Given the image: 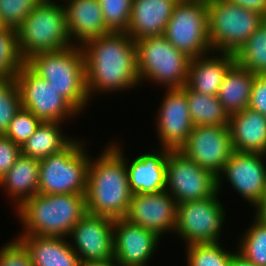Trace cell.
I'll list each match as a JSON object with an SVG mask.
<instances>
[{
	"mask_svg": "<svg viewBox=\"0 0 266 266\" xmlns=\"http://www.w3.org/2000/svg\"><path fill=\"white\" fill-rule=\"evenodd\" d=\"M164 35L191 59L213 52L208 37L207 0H179Z\"/></svg>",
	"mask_w": 266,
	"mask_h": 266,
	"instance_id": "cell-9",
	"label": "cell"
},
{
	"mask_svg": "<svg viewBox=\"0 0 266 266\" xmlns=\"http://www.w3.org/2000/svg\"><path fill=\"white\" fill-rule=\"evenodd\" d=\"M231 266H256L250 262L247 258L241 255L237 250L234 252L232 257Z\"/></svg>",
	"mask_w": 266,
	"mask_h": 266,
	"instance_id": "cell-42",
	"label": "cell"
},
{
	"mask_svg": "<svg viewBox=\"0 0 266 266\" xmlns=\"http://www.w3.org/2000/svg\"><path fill=\"white\" fill-rule=\"evenodd\" d=\"M180 151L218 176L234 151L229 126H193L187 143Z\"/></svg>",
	"mask_w": 266,
	"mask_h": 266,
	"instance_id": "cell-14",
	"label": "cell"
},
{
	"mask_svg": "<svg viewBox=\"0 0 266 266\" xmlns=\"http://www.w3.org/2000/svg\"><path fill=\"white\" fill-rule=\"evenodd\" d=\"M24 64L18 52L16 29H0V79L15 77Z\"/></svg>",
	"mask_w": 266,
	"mask_h": 266,
	"instance_id": "cell-32",
	"label": "cell"
},
{
	"mask_svg": "<svg viewBox=\"0 0 266 266\" xmlns=\"http://www.w3.org/2000/svg\"><path fill=\"white\" fill-rule=\"evenodd\" d=\"M230 3L254 11L266 19V0H227Z\"/></svg>",
	"mask_w": 266,
	"mask_h": 266,
	"instance_id": "cell-40",
	"label": "cell"
},
{
	"mask_svg": "<svg viewBox=\"0 0 266 266\" xmlns=\"http://www.w3.org/2000/svg\"><path fill=\"white\" fill-rule=\"evenodd\" d=\"M156 126L162 148L180 150L188 140L193 128L186 93L181 88L166 89Z\"/></svg>",
	"mask_w": 266,
	"mask_h": 266,
	"instance_id": "cell-16",
	"label": "cell"
},
{
	"mask_svg": "<svg viewBox=\"0 0 266 266\" xmlns=\"http://www.w3.org/2000/svg\"><path fill=\"white\" fill-rule=\"evenodd\" d=\"M79 266H119L114 258L102 261H81Z\"/></svg>",
	"mask_w": 266,
	"mask_h": 266,
	"instance_id": "cell-41",
	"label": "cell"
},
{
	"mask_svg": "<svg viewBox=\"0 0 266 266\" xmlns=\"http://www.w3.org/2000/svg\"><path fill=\"white\" fill-rule=\"evenodd\" d=\"M61 1L65 4V18L70 38L75 40L74 45L82 46L90 39L110 33L104 22L99 0Z\"/></svg>",
	"mask_w": 266,
	"mask_h": 266,
	"instance_id": "cell-20",
	"label": "cell"
},
{
	"mask_svg": "<svg viewBox=\"0 0 266 266\" xmlns=\"http://www.w3.org/2000/svg\"><path fill=\"white\" fill-rule=\"evenodd\" d=\"M21 155V146L0 135V179L9 171Z\"/></svg>",
	"mask_w": 266,
	"mask_h": 266,
	"instance_id": "cell-38",
	"label": "cell"
},
{
	"mask_svg": "<svg viewBox=\"0 0 266 266\" xmlns=\"http://www.w3.org/2000/svg\"><path fill=\"white\" fill-rule=\"evenodd\" d=\"M114 219L107 216H85L69 234L70 246L81 261H102L114 258ZM74 242V243H72Z\"/></svg>",
	"mask_w": 266,
	"mask_h": 266,
	"instance_id": "cell-15",
	"label": "cell"
},
{
	"mask_svg": "<svg viewBox=\"0 0 266 266\" xmlns=\"http://www.w3.org/2000/svg\"><path fill=\"white\" fill-rule=\"evenodd\" d=\"M113 233L114 259L119 266H147L161 238L125 218L114 219Z\"/></svg>",
	"mask_w": 266,
	"mask_h": 266,
	"instance_id": "cell-18",
	"label": "cell"
},
{
	"mask_svg": "<svg viewBox=\"0 0 266 266\" xmlns=\"http://www.w3.org/2000/svg\"><path fill=\"white\" fill-rule=\"evenodd\" d=\"M29 252L33 266H79L80 257L64 237L18 235Z\"/></svg>",
	"mask_w": 266,
	"mask_h": 266,
	"instance_id": "cell-24",
	"label": "cell"
},
{
	"mask_svg": "<svg viewBox=\"0 0 266 266\" xmlns=\"http://www.w3.org/2000/svg\"><path fill=\"white\" fill-rule=\"evenodd\" d=\"M22 107L15 77L0 79V135H4L15 114Z\"/></svg>",
	"mask_w": 266,
	"mask_h": 266,
	"instance_id": "cell-33",
	"label": "cell"
},
{
	"mask_svg": "<svg viewBox=\"0 0 266 266\" xmlns=\"http://www.w3.org/2000/svg\"><path fill=\"white\" fill-rule=\"evenodd\" d=\"M255 74L235 63L226 74L218 92V100L231 116L249 107Z\"/></svg>",
	"mask_w": 266,
	"mask_h": 266,
	"instance_id": "cell-26",
	"label": "cell"
},
{
	"mask_svg": "<svg viewBox=\"0 0 266 266\" xmlns=\"http://www.w3.org/2000/svg\"><path fill=\"white\" fill-rule=\"evenodd\" d=\"M177 202L166 191L150 194H133L125 219L148 229L159 237L174 232Z\"/></svg>",
	"mask_w": 266,
	"mask_h": 266,
	"instance_id": "cell-17",
	"label": "cell"
},
{
	"mask_svg": "<svg viewBox=\"0 0 266 266\" xmlns=\"http://www.w3.org/2000/svg\"><path fill=\"white\" fill-rule=\"evenodd\" d=\"M259 212L261 214H263L266 217V202L265 204L261 207V209L259 210Z\"/></svg>",
	"mask_w": 266,
	"mask_h": 266,
	"instance_id": "cell-43",
	"label": "cell"
},
{
	"mask_svg": "<svg viewBox=\"0 0 266 266\" xmlns=\"http://www.w3.org/2000/svg\"><path fill=\"white\" fill-rule=\"evenodd\" d=\"M18 52L25 63L38 53L71 47L65 10L58 0H43L16 29Z\"/></svg>",
	"mask_w": 266,
	"mask_h": 266,
	"instance_id": "cell-5",
	"label": "cell"
},
{
	"mask_svg": "<svg viewBox=\"0 0 266 266\" xmlns=\"http://www.w3.org/2000/svg\"><path fill=\"white\" fill-rule=\"evenodd\" d=\"M188 266H231L234 252L221 247L219 242L187 245Z\"/></svg>",
	"mask_w": 266,
	"mask_h": 266,
	"instance_id": "cell-31",
	"label": "cell"
},
{
	"mask_svg": "<svg viewBox=\"0 0 266 266\" xmlns=\"http://www.w3.org/2000/svg\"><path fill=\"white\" fill-rule=\"evenodd\" d=\"M165 190L177 204L206 199L217 192V176L197 165L180 150H170Z\"/></svg>",
	"mask_w": 266,
	"mask_h": 266,
	"instance_id": "cell-12",
	"label": "cell"
},
{
	"mask_svg": "<svg viewBox=\"0 0 266 266\" xmlns=\"http://www.w3.org/2000/svg\"><path fill=\"white\" fill-rule=\"evenodd\" d=\"M135 44L140 84L145 79L166 89L186 85L191 58L176 49L164 34L142 38Z\"/></svg>",
	"mask_w": 266,
	"mask_h": 266,
	"instance_id": "cell-6",
	"label": "cell"
},
{
	"mask_svg": "<svg viewBox=\"0 0 266 266\" xmlns=\"http://www.w3.org/2000/svg\"><path fill=\"white\" fill-rule=\"evenodd\" d=\"M0 266H33L29 252L17 237L0 247Z\"/></svg>",
	"mask_w": 266,
	"mask_h": 266,
	"instance_id": "cell-37",
	"label": "cell"
},
{
	"mask_svg": "<svg viewBox=\"0 0 266 266\" xmlns=\"http://www.w3.org/2000/svg\"><path fill=\"white\" fill-rule=\"evenodd\" d=\"M20 90L22 107L42 122L64 123L79 112L45 80L25 63L15 75ZM73 116V117H72ZM65 120V121H64Z\"/></svg>",
	"mask_w": 266,
	"mask_h": 266,
	"instance_id": "cell-11",
	"label": "cell"
},
{
	"mask_svg": "<svg viewBox=\"0 0 266 266\" xmlns=\"http://www.w3.org/2000/svg\"><path fill=\"white\" fill-rule=\"evenodd\" d=\"M25 64L45 79L79 113L85 110L90 98L86 87L85 59L81 46L38 53Z\"/></svg>",
	"mask_w": 266,
	"mask_h": 266,
	"instance_id": "cell-4",
	"label": "cell"
},
{
	"mask_svg": "<svg viewBox=\"0 0 266 266\" xmlns=\"http://www.w3.org/2000/svg\"><path fill=\"white\" fill-rule=\"evenodd\" d=\"M83 143L73 139L60 152L40 160L38 193L86 194L91 158Z\"/></svg>",
	"mask_w": 266,
	"mask_h": 266,
	"instance_id": "cell-7",
	"label": "cell"
},
{
	"mask_svg": "<svg viewBox=\"0 0 266 266\" xmlns=\"http://www.w3.org/2000/svg\"><path fill=\"white\" fill-rule=\"evenodd\" d=\"M218 194L217 191L206 199L177 204L174 233L187 245L220 242L226 214Z\"/></svg>",
	"mask_w": 266,
	"mask_h": 266,
	"instance_id": "cell-10",
	"label": "cell"
},
{
	"mask_svg": "<svg viewBox=\"0 0 266 266\" xmlns=\"http://www.w3.org/2000/svg\"><path fill=\"white\" fill-rule=\"evenodd\" d=\"M207 5L208 37L213 52L235 55L265 19L227 0H207Z\"/></svg>",
	"mask_w": 266,
	"mask_h": 266,
	"instance_id": "cell-8",
	"label": "cell"
},
{
	"mask_svg": "<svg viewBox=\"0 0 266 266\" xmlns=\"http://www.w3.org/2000/svg\"><path fill=\"white\" fill-rule=\"evenodd\" d=\"M41 122L29 110L21 107L10 122L4 136L22 146L35 133Z\"/></svg>",
	"mask_w": 266,
	"mask_h": 266,
	"instance_id": "cell-36",
	"label": "cell"
},
{
	"mask_svg": "<svg viewBox=\"0 0 266 266\" xmlns=\"http://www.w3.org/2000/svg\"><path fill=\"white\" fill-rule=\"evenodd\" d=\"M81 48L89 98L96 92L117 93L140 84L136 44L126 32H110L90 39Z\"/></svg>",
	"mask_w": 266,
	"mask_h": 266,
	"instance_id": "cell-1",
	"label": "cell"
},
{
	"mask_svg": "<svg viewBox=\"0 0 266 266\" xmlns=\"http://www.w3.org/2000/svg\"><path fill=\"white\" fill-rule=\"evenodd\" d=\"M39 165L40 160L21 154L0 179V187L17 204L14 203L15 210L38 193Z\"/></svg>",
	"mask_w": 266,
	"mask_h": 266,
	"instance_id": "cell-25",
	"label": "cell"
},
{
	"mask_svg": "<svg viewBox=\"0 0 266 266\" xmlns=\"http://www.w3.org/2000/svg\"><path fill=\"white\" fill-rule=\"evenodd\" d=\"M187 96L189 112L194 126H228L229 116L217 96L206 95L189 89L181 88Z\"/></svg>",
	"mask_w": 266,
	"mask_h": 266,
	"instance_id": "cell-28",
	"label": "cell"
},
{
	"mask_svg": "<svg viewBox=\"0 0 266 266\" xmlns=\"http://www.w3.org/2000/svg\"><path fill=\"white\" fill-rule=\"evenodd\" d=\"M16 211L24 228L20 235L65 238L87 214L85 195L79 194L37 193Z\"/></svg>",
	"mask_w": 266,
	"mask_h": 266,
	"instance_id": "cell-3",
	"label": "cell"
},
{
	"mask_svg": "<svg viewBox=\"0 0 266 266\" xmlns=\"http://www.w3.org/2000/svg\"><path fill=\"white\" fill-rule=\"evenodd\" d=\"M266 154L233 151L217 176V191L226 177L233 189L256 211L266 202Z\"/></svg>",
	"mask_w": 266,
	"mask_h": 266,
	"instance_id": "cell-13",
	"label": "cell"
},
{
	"mask_svg": "<svg viewBox=\"0 0 266 266\" xmlns=\"http://www.w3.org/2000/svg\"><path fill=\"white\" fill-rule=\"evenodd\" d=\"M179 0H133L126 33L138 41L165 33L175 5Z\"/></svg>",
	"mask_w": 266,
	"mask_h": 266,
	"instance_id": "cell-21",
	"label": "cell"
},
{
	"mask_svg": "<svg viewBox=\"0 0 266 266\" xmlns=\"http://www.w3.org/2000/svg\"><path fill=\"white\" fill-rule=\"evenodd\" d=\"M133 0H99L105 25L110 32H126Z\"/></svg>",
	"mask_w": 266,
	"mask_h": 266,
	"instance_id": "cell-34",
	"label": "cell"
},
{
	"mask_svg": "<svg viewBox=\"0 0 266 266\" xmlns=\"http://www.w3.org/2000/svg\"><path fill=\"white\" fill-rule=\"evenodd\" d=\"M249 108L266 117V74L255 75L251 88Z\"/></svg>",
	"mask_w": 266,
	"mask_h": 266,
	"instance_id": "cell-39",
	"label": "cell"
},
{
	"mask_svg": "<svg viewBox=\"0 0 266 266\" xmlns=\"http://www.w3.org/2000/svg\"><path fill=\"white\" fill-rule=\"evenodd\" d=\"M232 147L237 152L266 154V117L249 107L229 116Z\"/></svg>",
	"mask_w": 266,
	"mask_h": 266,
	"instance_id": "cell-23",
	"label": "cell"
},
{
	"mask_svg": "<svg viewBox=\"0 0 266 266\" xmlns=\"http://www.w3.org/2000/svg\"><path fill=\"white\" fill-rule=\"evenodd\" d=\"M211 53L214 54L211 56ZM215 53L191 59L186 83L189 89L206 95H218L226 74L236 60L234 54L220 52L216 57L213 56Z\"/></svg>",
	"mask_w": 266,
	"mask_h": 266,
	"instance_id": "cell-22",
	"label": "cell"
},
{
	"mask_svg": "<svg viewBox=\"0 0 266 266\" xmlns=\"http://www.w3.org/2000/svg\"><path fill=\"white\" fill-rule=\"evenodd\" d=\"M61 125L59 122H41L35 133L21 146V154L42 160L60 152L73 140V137L62 133Z\"/></svg>",
	"mask_w": 266,
	"mask_h": 266,
	"instance_id": "cell-27",
	"label": "cell"
},
{
	"mask_svg": "<svg viewBox=\"0 0 266 266\" xmlns=\"http://www.w3.org/2000/svg\"><path fill=\"white\" fill-rule=\"evenodd\" d=\"M253 223L249 225L237 250L256 266H266V217L255 212Z\"/></svg>",
	"mask_w": 266,
	"mask_h": 266,
	"instance_id": "cell-30",
	"label": "cell"
},
{
	"mask_svg": "<svg viewBox=\"0 0 266 266\" xmlns=\"http://www.w3.org/2000/svg\"><path fill=\"white\" fill-rule=\"evenodd\" d=\"M235 60L252 74H266V19L236 52Z\"/></svg>",
	"mask_w": 266,
	"mask_h": 266,
	"instance_id": "cell-29",
	"label": "cell"
},
{
	"mask_svg": "<svg viewBox=\"0 0 266 266\" xmlns=\"http://www.w3.org/2000/svg\"><path fill=\"white\" fill-rule=\"evenodd\" d=\"M43 0H0V22L17 29Z\"/></svg>",
	"mask_w": 266,
	"mask_h": 266,
	"instance_id": "cell-35",
	"label": "cell"
},
{
	"mask_svg": "<svg viewBox=\"0 0 266 266\" xmlns=\"http://www.w3.org/2000/svg\"><path fill=\"white\" fill-rule=\"evenodd\" d=\"M159 149L160 151L155 153H142L133 159L131 164L125 160L132 194H150L166 189V164L170 150Z\"/></svg>",
	"mask_w": 266,
	"mask_h": 266,
	"instance_id": "cell-19",
	"label": "cell"
},
{
	"mask_svg": "<svg viewBox=\"0 0 266 266\" xmlns=\"http://www.w3.org/2000/svg\"><path fill=\"white\" fill-rule=\"evenodd\" d=\"M122 146L109 143L88 169L85 194L87 213L125 218L132 197Z\"/></svg>",
	"mask_w": 266,
	"mask_h": 266,
	"instance_id": "cell-2",
	"label": "cell"
}]
</instances>
